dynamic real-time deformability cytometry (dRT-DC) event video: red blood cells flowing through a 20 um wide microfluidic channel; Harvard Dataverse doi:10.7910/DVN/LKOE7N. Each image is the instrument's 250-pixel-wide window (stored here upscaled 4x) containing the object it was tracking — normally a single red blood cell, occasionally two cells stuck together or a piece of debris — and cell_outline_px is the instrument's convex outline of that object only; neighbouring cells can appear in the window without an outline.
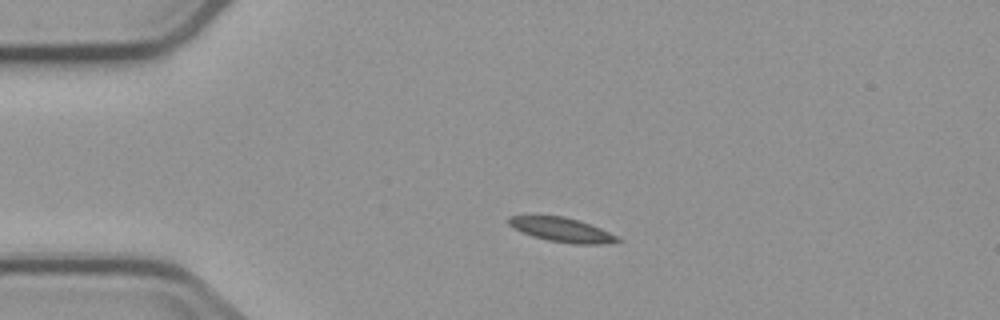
{"species": "common noctule bat (a hibernating species)", "species_latin": "Nyctalus noctula", "temperature_condition": "cold", "stored_images_in_passage": 2, "camera_frame_rate_fps": 3000, "um_per_image_px": 0.085, "animal": {"sex": "male", "body_mass_g": 23.1, "forearm_length_mm": 52.7}, "frame": {"image": 1, "passage_image": 1, "time_ms": 0.0, "image_size_px": [1000, 320], "cell_outline_px": [[624, 240], [604, 244], [572, 244], [548, 240], [532, 236], [508, 224], [508, 216], [564, 216], [580, 220], [600, 228]], "centroid_in_image_um": [47.8, 19.53], "position_along_channel_um": 37.2, "area_um2": 15.2}}